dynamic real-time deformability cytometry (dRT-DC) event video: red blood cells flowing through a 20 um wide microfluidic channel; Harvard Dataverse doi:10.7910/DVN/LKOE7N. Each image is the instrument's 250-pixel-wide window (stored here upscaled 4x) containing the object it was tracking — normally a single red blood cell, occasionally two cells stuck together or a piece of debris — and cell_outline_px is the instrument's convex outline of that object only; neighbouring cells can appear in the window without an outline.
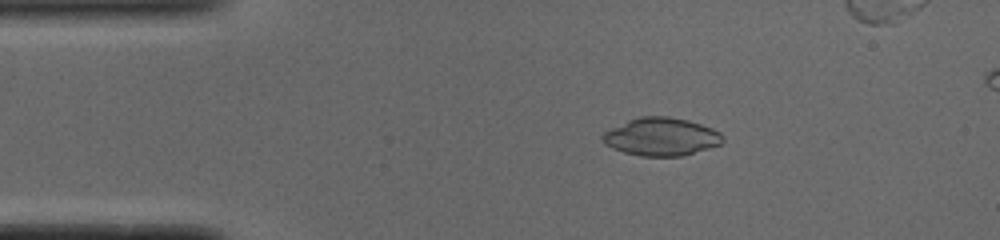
{"species": "common noctule bat (a hibernating species)", "species_latin": "Nyctalus noctula", "temperature_condition": "cold", "stored_images_in_passage": 51, "camera_frame_rate_fps": 3000, "um_per_image_px": 0.085, "animal": {"sex": "male", "body_mass_g": 19.0, "forearm_length_mm": 50.8}, "frame": {"image": 1, "passage_image": 9, "time_ms": 2.667, "image_size_px": [1000, 240], "cell_outline_px": [[724, 140], [720, 144], [708, 148], [680, 156], [640, 156], [624, 152], [612, 148], [604, 144], [600, 136], [604, 132], [628, 120], [640, 116], [668, 116], [688, 120], [712, 128], [720, 132], [724, 136]], "centroid_in_image_um": [56.19, 11.62], "position_along_channel_um": 28.8, "area_um2": 26.53}}
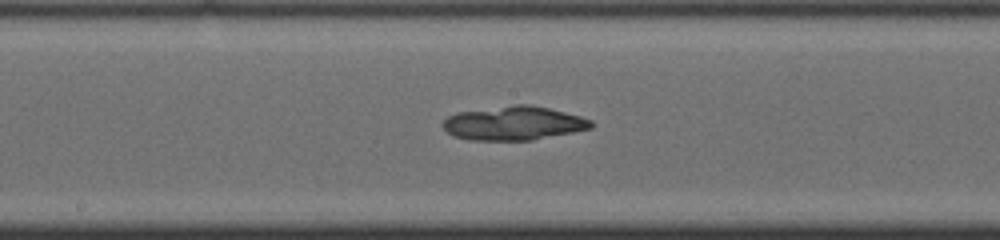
{"frame": {"image": 2, "passage_image": 26, "time_ms": 8.333, "image_size_px": [1000, 240], "cell_outline_px": [[592, 128], [532, 140], [468, 140], [452, 136], [444, 128], [444, 120], [448, 116], [460, 112], [516, 104], [528, 104], [548, 108], [580, 116], [592, 120]], "centroid_in_image_um": [43.66, 10.48], "position_along_channel_um": 204.5, "area_um2": 28.96}}
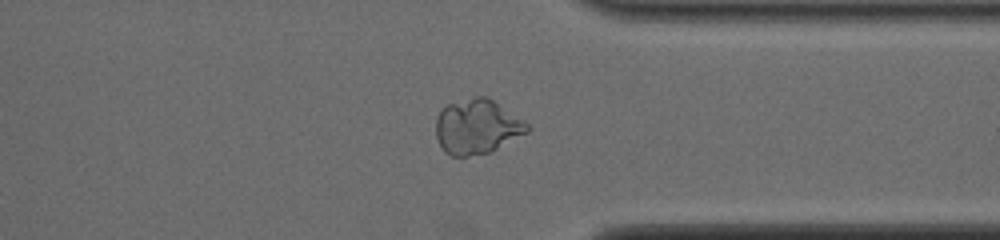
{"frame": {"image": 3, "passage_image": 39, "time_ms": 12.667, "image_size_px": [1000, 240], "cell_outline_px": [[528, 132], [492, 152], [468, 156], [452, 156], [444, 152], [436, 136], [436, 116], [448, 104], [476, 96], [488, 96], [524, 120], [528, 124]], "centroid_in_image_um": [40.56, 10.77], "position_along_channel_um": 370.8, "area_um2": 29.19}, "authors_computed_cell_mechanics": {"area_um2": 28.611, "velocity_mm_per_s": 3.9053, "shape_relaxation_time_tau1_ms": null, "shape_relaxation_time_tau2_ms": 3.817, "deformation_change_tau1": null, "deformation_change_tau2": 0.0574}}